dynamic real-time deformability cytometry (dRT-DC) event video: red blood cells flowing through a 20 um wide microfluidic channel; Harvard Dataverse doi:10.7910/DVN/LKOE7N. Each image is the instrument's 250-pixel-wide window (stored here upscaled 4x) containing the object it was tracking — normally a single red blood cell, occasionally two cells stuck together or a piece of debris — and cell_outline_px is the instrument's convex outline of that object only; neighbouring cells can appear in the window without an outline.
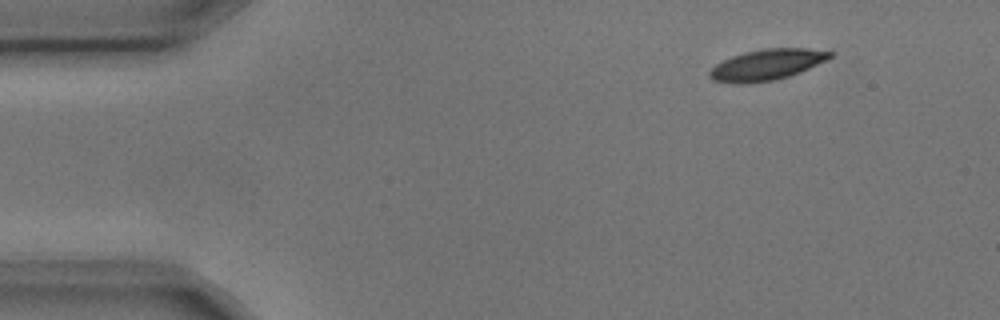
{"species": "common noctule bat (a hibernating species)", "species_latin": "Nyctalus noctula", "temperature_condition": "cold", "stored_images_in_passage": 2, "camera_frame_rate_fps": 3000, "um_per_image_px": 0.085, "animal": {"sex": "male", "body_mass_g": 17.9, "forearm_length_mm": 54.2}, "frame": {"image": 1, "passage_image": 2, "time_ms": 0.333, "image_size_px": [1000, 320], "cell_outline_px": [[832, 56], [800, 72], [776, 80], [744, 84], [736, 84], [712, 80], [708, 76], [708, 72], [716, 64], [732, 56], [744, 52], [764, 48], [808, 48], [832, 52]], "centroid_in_image_um": [65.12, 5.51], "position_along_channel_um": 19.9, "area_um2": 21.56}}